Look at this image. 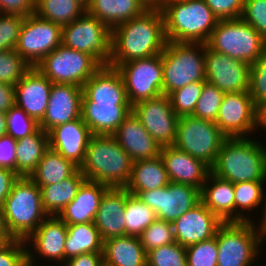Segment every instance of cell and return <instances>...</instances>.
Returning a JSON list of instances; mask_svg holds the SVG:
<instances>
[{"mask_svg": "<svg viewBox=\"0 0 266 266\" xmlns=\"http://www.w3.org/2000/svg\"><path fill=\"white\" fill-rule=\"evenodd\" d=\"M163 95L205 80V43L167 41L162 52Z\"/></svg>", "mask_w": 266, "mask_h": 266, "instance_id": "8992f818", "label": "cell"}, {"mask_svg": "<svg viewBox=\"0 0 266 266\" xmlns=\"http://www.w3.org/2000/svg\"><path fill=\"white\" fill-rule=\"evenodd\" d=\"M260 235L262 237V241L266 240V230H260Z\"/></svg>", "mask_w": 266, "mask_h": 266, "instance_id": "03108f58", "label": "cell"}, {"mask_svg": "<svg viewBox=\"0 0 266 266\" xmlns=\"http://www.w3.org/2000/svg\"><path fill=\"white\" fill-rule=\"evenodd\" d=\"M92 136L93 134L81 117L53 127L48 132L49 148L80 167Z\"/></svg>", "mask_w": 266, "mask_h": 266, "instance_id": "7402d4cb", "label": "cell"}, {"mask_svg": "<svg viewBox=\"0 0 266 266\" xmlns=\"http://www.w3.org/2000/svg\"><path fill=\"white\" fill-rule=\"evenodd\" d=\"M206 45L212 51L251 66L266 48V40L250 24L239 18L218 20Z\"/></svg>", "mask_w": 266, "mask_h": 266, "instance_id": "ba28073f", "label": "cell"}, {"mask_svg": "<svg viewBox=\"0 0 266 266\" xmlns=\"http://www.w3.org/2000/svg\"><path fill=\"white\" fill-rule=\"evenodd\" d=\"M86 8L77 0H36L35 14L61 27L79 18Z\"/></svg>", "mask_w": 266, "mask_h": 266, "instance_id": "74e56055", "label": "cell"}, {"mask_svg": "<svg viewBox=\"0 0 266 266\" xmlns=\"http://www.w3.org/2000/svg\"><path fill=\"white\" fill-rule=\"evenodd\" d=\"M167 171L160 156L137 160L132 164V173L127 191L138 196L143 191H152L169 184Z\"/></svg>", "mask_w": 266, "mask_h": 266, "instance_id": "4dcf8cb0", "label": "cell"}, {"mask_svg": "<svg viewBox=\"0 0 266 266\" xmlns=\"http://www.w3.org/2000/svg\"><path fill=\"white\" fill-rule=\"evenodd\" d=\"M215 124L227 138L255 134L256 106L249 92L225 93Z\"/></svg>", "mask_w": 266, "mask_h": 266, "instance_id": "2e32d148", "label": "cell"}, {"mask_svg": "<svg viewBox=\"0 0 266 266\" xmlns=\"http://www.w3.org/2000/svg\"><path fill=\"white\" fill-rule=\"evenodd\" d=\"M78 169L72 161L49 148L29 177L38 186H47L71 177Z\"/></svg>", "mask_w": 266, "mask_h": 266, "instance_id": "e575fe53", "label": "cell"}, {"mask_svg": "<svg viewBox=\"0 0 266 266\" xmlns=\"http://www.w3.org/2000/svg\"><path fill=\"white\" fill-rule=\"evenodd\" d=\"M63 266H104L102 252L84 253L71 257Z\"/></svg>", "mask_w": 266, "mask_h": 266, "instance_id": "11a10c76", "label": "cell"}, {"mask_svg": "<svg viewBox=\"0 0 266 266\" xmlns=\"http://www.w3.org/2000/svg\"><path fill=\"white\" fill-rule=\"evenodd\" d=\"M103 251V240L94 222L67 225L65 261L71 257Z\"/></svg>", "mask_w": 266, "mask_h": 266, "instance_id": "8d00e7d4", "label": "cell"}, {"mask_svg": "<svg viewBox=\"0 0 266 266\" xmlns=\"http://www.w3.org/2000/svg\"><path fill=\"white\" fill-rule=\"evenodd\" d=\"M132 164L130 156L112 135H93L79 170L88 181L125 188L131 178Z\"/></svg>", "mask_w": 266, "mask_h": 266, "instance_id": "3957f363", "label": "cell"}, {"mask_svg": "<svg viewBox=\"0 0 266 266\" xmlns=\"http://www.w3.org/2000/svg\"><path fill=\"white\" fill-rule=\"evenodd\" d=\"M110 67L121 74L131 106L163 95L162 53Z\"/></svg>", "mask_w": 266, "mask_h": 266, "instance_id": "7c38bea8", "label": "cell"}, {"mask_svg": "<svg viewBox=\"0 0 266 266\" xmlns=\"http://www.w3.org/2000/svg\"><path fill=\"white\" fill-rule=\"evenodd\" d=\"M49 149L48 133L39 128L35 133L20 138L16 144V173L29 177Z\"/></svg>", "mask_w": 266, "mask_h": 266, "instance_id": "836d02e7", "label": "cell"}, {"mask_svg": "<svg viewBox=\"0 0 266 266\" xmlns=\"http://www.w3.org/2000/svg\"><path fill=\"white\" fill-rule=\"evenodd\" d=\"M249 94L255 106L266 101V48L250 66Z\"/></svg>", "mask_w": 266, "mask_h": 266, "instance_id": "7dc6e473", "label": "cell"}, {"mask_svg": "<svg viewBox=\"0 0 266 266\" xmlns=\"http://www.w3.org/2000/svg\"><path fill=\"white\" fill-rule=\"evenodd\" d=\"M78 2H80L85 8L88 7L90 0H77Z\"/></svg>", "mask_w": 266, "mask_h": 266, "instance_id": "e7e4bbea", "label": "cell"}, {"mask_svg": "<svg viewBox=\"0 0 266 266\" xmlns=\"http://www.w3.org/2000/svg\"><path fill=\"white\" fill-rule=\"evenodd\" d=\"M62 27L33 13L25 17L15 51L31 66L36 65L59 45Z\"/></svg>", "mask_w": 266, "mask_h": 266, "instance_id": "4fadbf2b", "label": "cell"}, {"mask_svg": "<svg viewBox=\"0 0 266 266\" xmlns=\"http://www.w3.org/2000/svg\"><path fill=\"white\" fill-rule=\"evenodd\" d=\"M6 115L4 112H0V136L6 135Z\"/></svg>", "mask_w": 266, "mask_h": 266, "instance_id": "6125c7cd", "label": "cell"}, {"mask_svg": "<svg viewBox=\"0 0 266 266\" xmlns=\"http://www.w3.org/2000/svg\"><path fill=\"white\" fill-rule=\"evenodd\" d=\"M146 10L161 11L171 0H139Z\"/></svg>", "mask_w": 266, "mask_h": 266, "instance_id": "94428289", "label": "cell"}, {"mask_svg": "<svg viewBox=\"0 0 266 266\" xmlns=\"http://www.w3.org/2000/svg\"><path fill=\"white\" fill-rule=\"evenodd\" d=\"M133 162L160 156L162 147L131 111L112 135Z\"/></svg>", "mask_w": 266, "mask_h": 266, "instance_id": "cb8c5ba5", "label": "cell"}, {"mask_svg": "<svg viewBox=\"0 0 266 266\" xmlns=\"http://www.w3.org/2000/svg\"><path fill=\"white\" fill-rule=\"evenodd\" d=\"M1 14H17L24 17L35 13L34 0H0Z\"/></svg>", "mask_w": 266, "mask_h": 266, "instance_id": "db71d44e", "label": "cell"}, {"mask_svg": "<svg viewBox=\"0 0 266 266\" xmlns=\"http://www.w3.org/2000/svg\"><path fill=\"white\" fill-rule=\"evenodd\" d=\"M25 17L0 13V51L15 49Z\"/></svg>", "mask_w": 266, "mask_h": 266, "instance_id": "c3c4849f", "label": "cell"}, {"mask_svg": "<svg viewBox=\"0 0 266 266\" xmlns=\"http://www.w3.org/2000/svg\"><path fill=\"white\" fill-rule=\"evenodd\" d=\"M21 266H32V265L28 262V260H26Z\"/></svg>", "mask_w": 266, "mask_h": 266, "instance_id": "003e7915", "label": "cell"}, {"mask_svg": "<svg viewBox=\"0 0 266 266\" xmlns=\"http://www.w3.org/2000/svg\"><path fill=\"white\" fill-rule=\"evenodd\" d=\"M82 95L80 86L53 83L40 128L48 133L53 127L81 118Z\"/></svg>", "mask_w": 266, "mask_h": 266, "instance_id": "d6986e66", "label": "cell"}, {"mask_svg": "<svg viewBox=\"0 0 266 266\" xmlns=\"http://www.w3.org/2000/svg\"><path fill=\"white\" fill-rule=\"evenodd\" d=\"M167 41L207 43L218 18L204 0H171L162 10Z\"/></svg>", "mask_w": 266, "mask_h": 266, "instance_id": "277c9868", "label": "cell"}, {"mask_svg": "<svg viewBox=\"0 0 266 266\" xmlns=\"http://www.w3.org/2000/svg\"><path fill=\"white\" fill-rule=\"evenodd\" d=\"M19 178V175L9 169L0 168V205L4 204L5 199L11 192L14 182Z\"/></svg>", "mask_w": 266, "mask_h": 266, "instance_id": "9f6ffc18", "label": "cell"}, {"mask_svg": "<svg viewBox=\"0 0 266 266\" xmlns=\"http://www.w3.org/2000/svg\"><path fill=\"white\" fill-rule=\"evenodd\" d=\"M259 229L260 230H266V207L263 216L260 219L259 222Z\"/></svg>", "mask_w": 266, "mask_h": 266, "instance_id": "be15d7a7", "label": "cell"}, {"mask_svg": "<svg viewBox=\"0 0 266 266\" xmlns=\"http://www.w3.org/2000/svg\"><path fill=\"white\" fill-rule=\"evenodd\" d=\"M15 85L0 83V112L6 113L15 106Z\"/></svg>", "mask_w": 266, "mask_h": 266, "instance_id": "6f0895ef", "label": "cell"}, {"mask_svg": "<svg viewBox=\"0 0 266 266\" xmlns=\"http://www.w3.org/2000/svg\"><path fill=\"white\" fill-rule=\"evenodd\" d=\"M160 157L170 182L190 185L201 190L211 172V168L202 160L192 157L174 145L162 147Z\"/></svg>", "mask_w": 266, "mask_h": 266, "instance_id": "603a6c76", "label": "cell"}, {"mask_svg": "<svg viewBox=\"0 0 266 266\" xmlns=\"http://www.w3.org/2000/svg\"><path fill=\"white\" fill-rule=\"evenodd\" d=\"M205 80L224 93L249 92L250 65L205 44Z\"/></svg>", "mask_w": 266, "mask_h": 266, "instance_id": "e0dca14e", "label": "cell"}, {"mask_svg": "<svg viewBox=\"0 0 266 266\" xmlns=\"http://www.w3.org/2000/svg\"><path fill=\"white\" fill-rule=\"evenodd\" d=\"M109 188L107 185L86 180L58 217L67 225L94 222L100 202Z\"/></svg>", "mask_w": 266, "mask_h": 266, "instance_id": "4316f807", "label": "cell"}, {"mask_svg": "<svg viewBox=\"0 0 266 266\" xmlns=\"http://www.w3.org/2000/svg\"><path fill=\"white\" fill-rule=\"evenodd\" d=\"M266 129V101L261 102L256 106V126L255 130L257 132L260 130L259 128ZM266 131V130H265Z\"/></svg>", "mask_w": 266, "mask_h": 266, "instance_id": "680465c9", "label": "cell"}, {"mask_svg": "<svg viewBox=\"0 0 266 266\" xmlns=\"http://www.w3.org/2000/svg\"><path fill=\"white\" fill-rule=\"evenodd\" d=\"M201 202L222 222H235L233 183L211 172L200 190Z\"/></svg>", "mask_w": 266, "mask_h": 266, "instance_id": "f1b7e54d", "label": "cell"}, {"mask_svg": "<svg viewBox=\"0 0 266 266\" xmlns=\"http://www.w3.org/2000/svg\"><path fill=\"white\" fill-rule=\"evenodd\" d=\"M240 18L266 40V0H245Z\"/></svg>", "mask_w": 266, "mask_h": 266, "instance_id": "681fc988", "label": "cell"}, {"mask_svg": "<svg viewBox=\"0 0 266 266\" xmlns=\"http://www.w3.org/2000/svg\"><path fill=\"white\" fill-rule=\"evenodd\" d=\"M187 266H217L216 236L186 247Z\"/></svg>", "mask_w": 266, "mask_h": 266, "instance_id": "bcb514c9", "label": "cell"}, {"mask_svg": "<svg viewBox=\"0 0 266 266\" xmlns=\"http://www.w3.org/2000/svg\"><path fill=\"white\" fill-rule=\"evenodd\" d=\"M225 93L205 82L192 116L215 123Z\"/></svg>", "mask_w": 266, "mask_h": 266, "instance_id": "7bdbcfd3", "label": "cell"}, {"mask_svg": "<svg viewBox=\"0 0 266 266\" xmlns=\"http://www.w3.org/2000/svg\"><path fill=\"white\" fill-rule=\"evenodd\" d=\"M52 84L37 68L32 67L15 84V105L40 123L47 110Z\"/></svg>", "mask_w": 266, "mask_h": 266, "instance_id": "44dd1931", "label": "cell"}, {"mask_svg": "<svg viewBox=\"0 0 266 266\" xmlns=\"http://www.w3.org/2000/svg\"><path fill=\"white\" fill-rule=\"evenodd\" d=\"M86 11L113 29L140 16L146 9L139 0H90Z\"/></svg>", "mask_w": 266, "mask_h": 266, "instance_id": "1f68e13d", "label": "cell"}, {"mask_svg": "<svg viewBox=\"0 0 266 266\" xmlns=\"http://www.w3.org/2000/svg\"><path fill=\"white\" fill-rule=\"evenodd\" d=\"M126 188H109L100 202L94 224L103 241L126 235Z\"/></svg>", "mask_w": 266, "mask_h": 266, "instance_id": "484cf974", "label": "cell"}, {"mask_svg": "<svg viewBox=\"0 0 266 266\" xmlns=\"http://www.w3.org/2000/svg\"><path fill=\"white\" fill-rule=\"evenodd\" d=\"M87 179L78 169L71 177L61 182L39 186L42 204L48 216H58L76 196L79 188Z\"/></svg>", "mask_w": 266, "mask_h": 266, "instance_id": "d6a6232c", "label": "cell"}, {"mask_svg": "<svg viewBox=\"0 0 266 266\" xmlns=\"http://www.w3.org/2000/svg\"><path fill=\"white\" fill-rule=\"evenodd\" d=\"M32 67L15 51H0V83L15 85Z\"/></svg>", "mask_w": 266, "mask_h": 266, "instance_id": "60d3db41", "label": "cell"}, {"mask_svg": "<svg viewBox=\"0 0 266 266\" xmlns=\"http://www.w3.org/2000/svg\"><path fill=\"white\" fill-rule=\"evenodd\" d=\"M265 184V181H248L233 184L235 200V222L255 221L253 220V217L250 218L251 216L248 215L251 209H255L254 211L256 212L257 208L260 209V213L262 211L261 216H263L266 207V192L264 191V187H266ZM260 206L262 208H260ZM245 210L247 211V213Z\"/></svg>", "mask_w": 266, "mask_h": 266, "instance_id": "d590c367", "label": "cell"}, {"mask_svg": "<svg viewBox=\"0 0 266 266\" xmlns=\"http://www.w3.org/2000/svg\"><path fill=\"white\" fill-rule=\"evenodd\" d=\"M218 20L239 19L245 0H204Z\"/></svg>", "mask_w": 266, "mask_h": 266, "instance_id": "816d5d0a", "label": "cell"}, {"mask_svg": "<svg viewBox=\"0 0 266 266\" xmlns=\"http://www.w3.org/2000/svg\"><path fill=\"white\" fill-rule=\"evenodd\" d=\"M186 247L174 242L147 253V266H187Z\"/></svg>", "mask_w": 266, "mask_h": 266, "instance_id": "ee69618b", "label": "cell"}, {"mask_svg": "<svg viewBox=\"0 0 266 266\" xmlns=\"http://www.w3.org/2000/svg\"><path fill=\"white\" fill-rule=\"evenodd\" d=\"M13 239L14 238L11 236V234L9 233L6 227V223H5V219L3 215V208L0 205V244L10 242Z\"/></svg>", "mask_w": 266, "mask_h": 266, "instance_id": "91938a15", "label": "cell"}, {"mask_svg": "<svg viewBox=\"0 0 266 266\" xmlns=\"http://www.w3.org/2000/svg\"><path fill=\"white\" fill-rule=\"evenodd\" d=\"M27 260L25 240L13 239L0 244V266H21Z\"/></svg>", "mask_w": 266, "mask_h": 266, "instance_id": "f907efd6", "label": "cell"}, {"mask_svg": "<svg viewBox=\"0 0 266 266\" xmlns=\"http://www.w3.org/2000/svg\"><path fill=\"white\" fill-rule=\"evenodd\" d=\"M226 138L214 122L189 115L179 117L173 145L211 168Z\"/></svg>", "mask_w": 266, "mask_h": 266, "instance_id": "30bf717a", "label": "cell"}, {"mask_svg": "<svg viewBox=\"0 0 266 266\" xmlns=\"http://www.w3.org/2000/svg\"><path fill=\"white\" fill-rule=\"evenodd\" d=\"M223 222L201 201L172 224L176 242L181 246L199 243L215 236Z\"/></svg>", "mask_w": 266, "mask_h": 266, "instance_id": "ffe728a7", "label": "cell"}, {"mask_svg": "<svg viewBox=\"0 0 266 266\" xmlns=\"http://www.w3.org/2000/svg\"><path fill=\"white\" fill-rule=\"evenodd\" d=\"M132 112L161 147L174 144L179 117L171 106L169 96L140 101L132 106Z\"/></svg>", "mask_w": 266, "mask_h": 266, "instance_id": "9a60e30c", "label": "cell"}, {"mask_svg": "<svg viewBox=\"0 0 266 266\" xmlns=\"http://www.w3.org/2000/svg\"><path fill=\"white\" fill-rule=\"evenodd\" d=\"M66 237L67 224L58 216H48L25 240L28 262L35 266L37 264L36 258L42 259L43 257V260L52 261L51 264L56 261V265H59L57 264L59 262L63 265L65 263ZM36 253L39 256L36 257Z\"/></svg>", "mask_w": 266, "mask_h": 266, "instance_id": "ac0fdd59", "label": "cell"}, {"mask_svg": "<svg viewBox=\"0 0 266 266\" xmlns=\"http://www.w3.org/2000/svg\"><path fill=\"white\" fill-rule=\"evenodd\" d=\"M102 66L90 55L59 45L45 56L37 68L52 83L72 84L82 87Z\"/></svg>", "mask_w": 266, "mask_h": 266, "instance_id": "8fae6325", "label": "cell"}, {"mask_svg": "<svg viewBox=\"0 0 266 266\" xmlns=\"http://www.w3.org/2000/svg\"><path fill=\"white\" fill-rule=\"evenodd\" d=\"M206 81L192 82L176 89L168 96L171 106L178 117L192 115Z\"/></svg>", "mask_w": 266, "mask_h": 266, "instance_id": "ab89813d", "label": "cell"}, {"mask_svg": "<svg viewBox=\"0 0 266 266\" xmlns=\"http://www.w3.org/2000/svg\"><path fill=\"white\" fill-rule=\"evenodd\" d=\"M126 235L139 237L157 219V215L146 203L126 189L125 205Z\"/></svg>", "mask_w": 266, "mask_h": 266, "instance_id": "f35d334b", "label": "cell"}, {"mask_svg": "<svg viewBox=\"0 0 266 266\" xmlns=\"http://www.w3.org/2000/svg\"><path fill=\"white\" fill-rule=\"evenodd\" d=\"M146 253L149 251L176 242L173 224L156 219L139 236Z\"/></svg>", "mask_w": 266, "mask_h": 266, "instance_id": "b9f144b4", "label": "cell"}, {"mask_svg": "<svg viewBox=\"0 0 266 266\" xmlns=\"http://www.w3.org/2000/svg\"><path fill=\"white\" fill-rule=\"evenodd\" d=\"M17 140L9 135L0 136V168L16 172Z\"/></svg>", "mask_w": 266, "mask_h": 266, "instance_id": "f5cc1de1", "label": "cell"}, {"mask_svg": "<svg viewBox=\"0 0 266 266\" xmlns=\"http://www.w3.org/2000/svg\"><path fill=\"white\" fill-rule=\"evenodd\" d=\"M104 266H147V253L139 237L118 236L103 241Z\"/></svg>", "mask_w": 266, "mask_h": 266, "instance_id": "f546056e", "label": "cell"}, {"mask_svg": "<svg viewBox=\"0 0 266 266\" xmlns=\"http://www.w3.org/2000/svg\"><path fill=\"white\" fill-rule=\"evenodd\" d=\"M2 208L6 227L14 239L26 240L48 217L40 187L30 177L19 176Z\"/></svg>", "mask_w": 266, "mask_h": 266, "instance_id": "5b68a950", "label": "cell"}, {"mask_svg": "<svg viewBox=\"0 0 266 266\" xmlns=\"http://www.w3.org/2000/svg\"><path fill=\"white\" fill-rule=\"evenodd\" d=\"M255 222H223L215 234L217 266H255L264 244ZM261 250V251H260ZM260 251V252H259Z\"/></svg>", "mask_w": 266, "mask_h": 266, "instance_id": "52a82bcc", "label": "cell"}, {"mask_svg": "<svg viewBox=\"0 0 266 266\" xmlns=\"http://www.w3.org/2000/svg\"><path fill=\"white\" fill-rule=\"evenodd\" d=\"M6 134L18 140L35 133L39 128V123L31 118L24 110L11 107L6 113Z\"/></svg>", "mask_w": 266, "mask_h": 266, "instance_id": "f6af8a7d", "label": "cell"}, {"mask_svg": "<svg viewBox=\"0 0 266 266\" xmlns=\"http://www.w3.org/2000/svg\"><path fill=\"white\" fill-rule=\"evenodd\" d=\"M137 197L155 211L157 219L169 223L201 201L200 189L175 182L152 191H143Z\"/></svg>", "mask_w": 266, "mask_h": 266, "instance_id": "5bb4252c", "label": "cell"}, {"mask_svg": "<svg viewBox=\"0 0 266 266\" xmlns=\"http://www.w3.org/2000/svg\"><path fill=\"white\" fill-rule=\"evenodd\" d=\"M132 111L129 103L82 101L81 117L93 135H113Z\"/></svg>", "mask_w": 266, "mask_h": 266, "instance_id": "d4e9b609", "label": "cell"}, {"mask_svg": "<svg viewBox=\"0 0 266 266\" xmlns=\"http://www.w3.org/2000/svg\"><path fill=\"white\" fill-rule=\"evenodd\" d=\"M166 42L162 12L146 10L112 29V58L108 66L161 54Z\"/></svg>", "mask_w": 266, "mask_h": 266, "instance_id": "6da1fadb", "label": "cell"}, {"mask_svg": "<svg viewBox=\"0 0 266 266\" xmlns=\"http://www.w3.org/2000/svg\"><path fill=\"white\" fill-rule=\"evenodd\" d=\"M252 137L226 138L211 173L234 183L266 181V145Z\"/></svg>", "mask_w": 266, "mask_h": 266, "instance_id": "7a4b0ae2", "label": "cell"}, {"mask_svg": "<svg viewBox=\"0 0 266 266\" xmlns=\"http://www.w3.org/2000/svg\"><path fill=\"white\" fill-rule=\"evenodd\" d=\"M82 89V101L129 103L121 74L108 65L98 69Z\"/></svg>", "mask_w": 266, "mask_h": 266, "instance_id": "83f0119b", "label": "cell"}, {"mask_svg": "<svg viewBox=\"0 0 266 266\" xmlns=\"http://www.w3.org/2000/svg\"><path fill=\"white\" fill-rule=\"evenodd\" d=\"M61 44L87 53L101 66H106L112 58V29L85 11L62 27Z\"/></svg>", "mask_w": 266, "mask_h": 266, "instance_id": "9c48e42d", "label": "cell"}]
</instances>
